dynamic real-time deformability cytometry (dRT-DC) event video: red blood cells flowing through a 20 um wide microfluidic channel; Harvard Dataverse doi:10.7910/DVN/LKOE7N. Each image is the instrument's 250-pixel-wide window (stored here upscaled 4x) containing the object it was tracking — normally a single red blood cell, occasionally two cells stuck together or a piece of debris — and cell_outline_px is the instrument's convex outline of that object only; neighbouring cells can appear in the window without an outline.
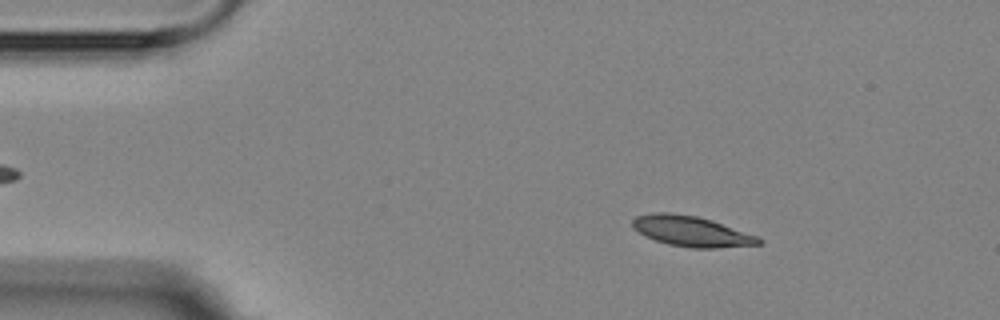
{"species": "Egyptian fruit bat (a non-hibernating species)", "species_latin": "Rousettus aegyptiacus", "temperature_condition": "room temperature", "stored_images_in_passage": 4, "camera_frame_rate_fps": 3000, "um_per_image_px": 0.085, "animal": {"sex": "female"}, "frame": {"image": 1, "passage_image": 2, "time_ms": 1.0, "image_size_px": [1000, 320], "cell_outline_px": [[764, 244], [716, 248], [692, 248], [668, 244], [644, 236], [632, 228], [632, 220], [636, 216], [652, 212], [668, 212], [696, 216], [712, 220], [760, 236], [764, 240]], "centroid_in_image_um": [58.81, 19.66], "position_along_channel_um": 26.2, "area_um2": 22.72}}